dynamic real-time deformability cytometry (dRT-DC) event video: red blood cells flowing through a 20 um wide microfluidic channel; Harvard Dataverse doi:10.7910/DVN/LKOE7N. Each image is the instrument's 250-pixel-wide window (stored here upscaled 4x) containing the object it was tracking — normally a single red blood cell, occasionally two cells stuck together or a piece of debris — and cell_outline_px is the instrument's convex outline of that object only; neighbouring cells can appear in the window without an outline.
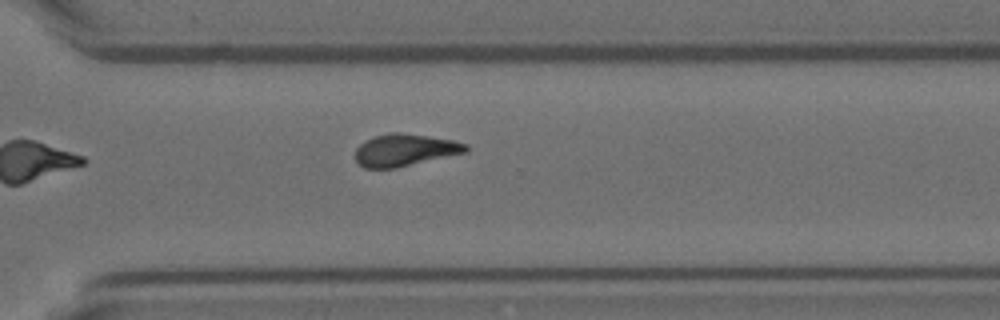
{"species": "Egyptian fruit bat (a non-hibernating species)", "species_latin": "Rousettus aegyptiacus", "temperature_condition": "room temperature", "stored_images_in_passage": 8, "camera_frame_rate_fps": 3000, "um_per_image_px": 0.085, "animal": {"sex": "female"}, "frame": {"image": 1, "passage_image": 8, "time_ms": 2.333, "image_size_px": [1000, 320], "cell_outline_px": [[468, 152], [396, 168], [364, 168], [356, 160], [356, 148], [364, 140], [376, 136], [396, 132], [400, 132], [428, 136], [452, 140], [468, 144]], "centroid_in_image_um": [34.43, 12.76], "position_along_channel_um": 336.2, "area_um2": 20.63}}